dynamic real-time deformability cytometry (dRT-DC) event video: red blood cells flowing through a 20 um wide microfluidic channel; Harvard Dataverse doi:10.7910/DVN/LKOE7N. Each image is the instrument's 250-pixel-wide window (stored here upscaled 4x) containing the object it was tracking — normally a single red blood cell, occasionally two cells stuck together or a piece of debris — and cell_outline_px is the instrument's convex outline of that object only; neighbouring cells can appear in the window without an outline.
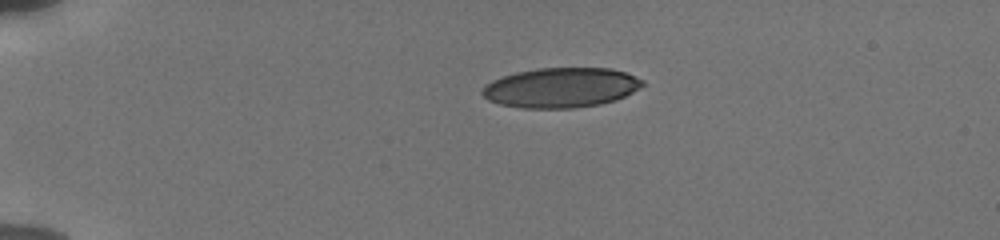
{"species": "human", "species_latin": "Homo sapiens", "temperature_condition": "cold", "stored_images_in_passage": 43, "camera_frame_rate_fps": 3000, "um_per_image_px": 0.085, "donor": {"sex": "male"}, "frame": {"image": 1, "passage_image": 1, "time_ms": 0.0, "image_size_px": [1000, 240], "cell_outline_px": [[644, 84], [640, 88], [616, 100], [600, 104], [572, 108], [520, 108], [500, 104], [488, 100], [480, 92], [484, 84], [492, 80], [516, 72], [536, 68], [612, 68], [624, 72], [644, 80]], "centroid_in_image_um": [47.66, 7.45], "position_along_channel_um": 37.3, "area_um2": 37.34}}
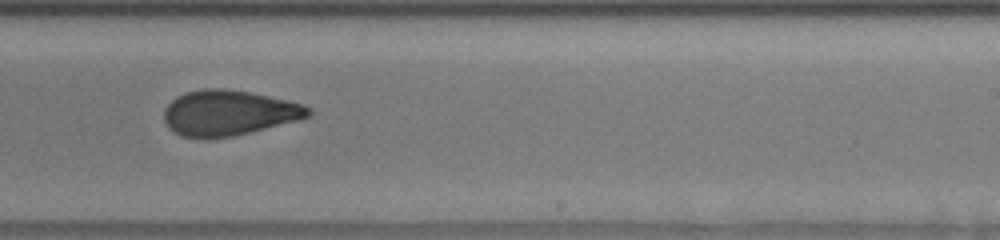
{"frame": {"image": 2, "passage_image": 24, "time_ms": 7.667, "image_size_px": [1000, 240], "cell_outline_px": [[312, 116], [300, 120], [252, 132], [232, 136], [180, 136], [172, 132], [168, 128], [164, 120], [164, 108], [176, 96], [184, 92], [204, 88], [220, 88], [248, 92], [268, 96], [304, 104], [312, 108]], "centroid_in_image_um": [19.46, 9.58], "position_along_channel_um": 269.5, "area_um2": 38.09}}
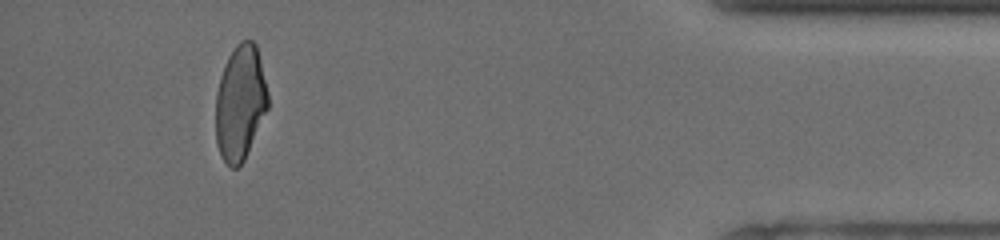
{"frame": {"image": 3, "passage_image": 39, "time_ms": 12.667, "image_size_px": [1000, 240], "cell_outline_px": [[268, 108], [244, 160], [236, 168], [232, 168], [220, 156], [216, 144], [216, 92], [220, 76], [228, 56], [236, 44], [240, 40], [252, 40], [256, 44], [268, 92]], "centroid_in_image_um": [20.41, 8.72], "position_along_channel_um": 414.8, "area_um2": 35.03}, "authors_computed_cell_mechanics": {"area_um2": 38.0324, "velocity_mm_per_s": 3.8531, "shape_relaxation_time_tau1_ms": null, "shape_relaxation_time_tau2_ms": 1.7236, "deformation_change_tau1": null, "deformation_change_tau2": 0.0878}}